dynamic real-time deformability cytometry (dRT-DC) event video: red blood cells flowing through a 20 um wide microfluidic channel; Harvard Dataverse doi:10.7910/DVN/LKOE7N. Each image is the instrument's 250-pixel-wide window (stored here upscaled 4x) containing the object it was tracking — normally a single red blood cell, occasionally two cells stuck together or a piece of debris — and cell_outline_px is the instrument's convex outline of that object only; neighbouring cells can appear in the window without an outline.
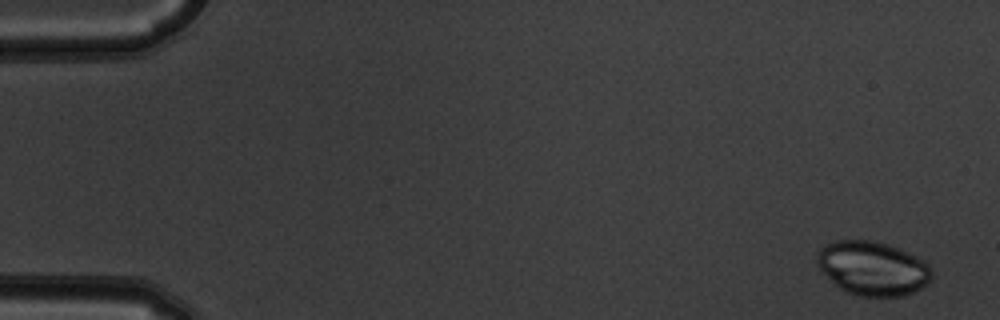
{"species": "common noctule bat (a hibernating species)", "species_latin": "Nyctalus noctula", "temperature_condition": "warm", "stored_images_in_passage": 5, "camera_frame_rate_fps": 3000, "um_per_image_px": 0.085, "animal": {"sex": "male", "body_mass_g": 19.5, "forearm_length_mm": 54.6}, "frame": {"image": 1, "passage_image": 1, "time_ms": 0.0, "image_size_px": [1000, 320], "cell_outline_px": [[932, 276], [916, 292], [904, 296], [860, 296], [848, 292], [840, 288], [816, 264], [816, 256], [820, 248], [836, 240], [872, 240], [888, 244], [900, 248], [924, 260], [928, 264], [932, 272]], "centroid_in_image_um": [74.19, 22.79], "position_along_channel_um": 10.8, "area_um2": 35.95}}